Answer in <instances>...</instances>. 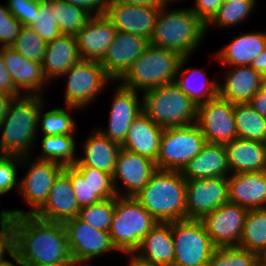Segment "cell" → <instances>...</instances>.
Masks as SVG:
<instances>
[{
	"label": "cell",
	"instance_id": "1",
	"mask_svg": "<svg viewBox=\"0 0 266 266\" xmlns=\"http://www.w3.org/2000/svg\"><path fill=\"white\" fill-rule=\"evenodd\" d=\"M13 228L19 260L46 266H75L63 223L26 214L13 216Z\"/></svg>",
	"mask_w": 266,
	"mask_h": 266
},
{
	"label": "cell",
	"instance_id": "2",
	"mask_svg": "<svg viewBox=\"0 0 266 266\" xmlns=\"http://www.w3.org/2000/svg\"><path fill=\"white\" fill-rule=\"evenodd\" d=\"M135 198L158 223L186 219V180L181 171L157 169Z\"/></svg>",
	"mask_w": 266,
	"mask_h": 266
},
{
	"label": "cell",
	"instance_id": "3",
	"mask_svg": "<svg viewBox=\"0 0 266 266\" xmlns=\"http://www.w3.org/2000/svg\"><path fill=\"white\" fill-rule=\"evenodd\" d=\"M43 103L41 95L15 97L0 123V155L23 157L31 154Z\"/></svg>",
	"mask_w": 266,
	"mask_h": 266
},
{
	"label": "cell",
	"instance_id": "4",
	"mask_svg": "<svg viewBox=\"0 0 266 266\" xmlns=\"http://www.w3.org/2000/svg\"><path fill=\"white\" fill-rule=\"evenodd\" d=\"M162 6L150 44L190 57L202 43L206 24L190 8L167 11Z\"/></svg>",
	"mask_w": 266,
	"mask_h": 266
},
{
	"label": "cell",
	"instance_id": "5",
	"mask_svg": "<svg viewBox=\"0 0 266 266\" xmlns=\"http://www.w3.org/2000/svg\"><path fill=\"white\" fill-rule=\"evenodd\" d=\"M181 58L177 52L149 44L119 80V84L140 93L172 83Z\"/></svg>",
	"mask_w": 266,
	"mask_h": 266
},
{
	"label": "cell",
	"instance_id": "6",
	"mask_svg": "<svg viewBox=\"0 0 266 266\" xmlns=\"http://www.w3.org/2000/svg\"><path fill=\"white\" fill-rule=\"evenodd\" d=\"M142 108L163 128L188 126L197 120V106L174 82L143 92Z\"/></svg>",
	"mask_w": 266,
	"mask_h": 266
},
{
	"label": "cell",
	"instance_id": "7",
	"mask_svg": "<svg viewBox=\"0 0 266 266\" xmlns=\"http://www.w3.org/2000/svg\"><path fill=\"white\" fill-rule=\"evenodd\" d=\"M158 222L133 196H116L110 228L113 246L123 254L135 253L144 237Z\"/></svg>",
	"mask_w": 266,
	"mask_h": 266
},
{
	"label": "cell",
	"instance_id": "8",
	"mask_svg": "<svg viewBox=\"0 0 266 266\" xmlns=\"http://www.w3.org/2000/svg\"><path fill=\"white\" fill-rule=\"evenodd\" d=\"M205 144V137L196 123L164 128L156 168L182 171L201 152Z\"/></svg>",
	"mask_w": 266,
	"mask_h": 266
},
{
	"label": "cell",
	"instance_id": "9",
	"mask_svg": "<svg viewBox=\"0 0 266 266\" xmlns=\"http://www.w3.org/2000/svg\"><path fill=\"white\" fill-rule=\"evenodd\" d=\"M172 235L175 250L173 266H208L216 246L201 220L173 221Z\"/></svg>",
	"mask_w": 266,
	"mask_h": 266
},
{
	"label": "cell",
	"instance_id": "10",
	"mask_svg": "<svg viewBox=\"0 0 266 266\" xmlns=\"http://www.w3.org/2000/svg\"><path fill=\"white\" fill-rule=\"evenodd\" d=\"M63 76L68 80L64 103L78 109L87 107L113 81L98 61L85 59L76 62Z\"/></svg>",
	"mask_w": 266,
	"mask_h": 266
},
{
	"label": "cell",
	"instance_id": "11",
	"mask_svg": "<svg viewBox=\"0 0 266 266\" xmlns=\"http://www.w3.org/2000/svg\"><path fill=\"white\" fill-rule=\"evenodd\" d=\"M75 266L90 263L93 258L117 251L110 233L92 228L78 216L63 222Z\"/></svg>",
	"mask_w": 266,
	"mask_h": 266
},
{
	"label": "cell",
	"instance_id": "12",
	"mask_svg": "<svg viewBox=\"0 0 266 266\" xmlns=\"http://www.w3.org/2000/svg\"><path fill=\"white\" fill-rule=\"evenodd\" d=\"M32 162L27 165L29 168L24 178L20 179L18 190L22 199L32 209L27 212L18 209L8 210L10 216L34 215L45 204L55 179L64 169V166L57 162L36 158Z\"/></svg>",
	"mask_w": 266,
	"mask_h": 266
},
{
	"label": "cell",
	"instance_id": "13",
	"mask_svg": "<svg viewBox=\"0 0 266 266\" xmlns=\"http://www.w3.org/2000/svg\"><path fill=\"white\" fill-rule=\"evenodd\" d=\"M233 103L217 96L197 106L196 124L206 143L227 144L238 138Z\"/></svg>",
	"mask_w": 266,
	"mask_h": 266
},
{
	"label": "cell",
	"instance_id": "14",
	"mask_svg": "<svg viewBox=\"0 0 266 266\" xmlns=\"http://www.w3.org/2000/svg\"><path fill=\"white\" fill-rule=\"evenodd\" d=\"M248 211L228 202L205 215L201 222L216 247L239 246Z\"/></svg>",
	"mask_w": 266,
	"mask_h": 266
},
{
	"label": "cell",
	"instance_id": "15",
	"mask_svg": "<svg viewBox=\"0 0 266 266\" xmlns=\"http://www.w3.org/2000/svg\"><path fill=\"white\" fill-rule=\"evenodd\" d=\"M228 202V177L186 180V219L201 220Z\"/></svg>",
	"mask_w": 266,
	"mask_h": 266
},
{
	"label": "cell",
	"instance_id": "16",
	"mask_svg": "<svg viewBox=\"0 0 266 266\" xmlns=\"http://www.w3.org/2000/svg\"><path fill=\"white\" fill-rule=\"evenodd\" d=\"M79 208L117 196L113 176L93 167L65 166Z\"/></svg>",
	"mask_w": 266,
	"mask_h": 266
},
{
	"label": "cell",
	"instance_id": "17",
	"mask_svg": "<svg viewBox=\"0 0 266 266\" xmlns=\"http://www.w3.org/2000/svg\"><path fill=\"white\" fill-rule=\"evenodd\" d=\"M150 44V40L139 34L117 31L113 42L99 62L106 74L119 81L129 70L132 63Z\"/></svg>",
	"mask_w": 266,
	"mask_h": 266
},
{
	"label": "cell",
	"instance_id": "18",
	"mask_svg": "<svg viewBox=\"0 0 266 266\" xmlns=\"http://www.w3.org/2000/svg\"><path fill=\"white\" fill-rule=\"evenodd\" d=\"M109 113V124L105 130L97 129L103 136L122 145L127 137L130 125L143 112L142 98L137 91L116 85ZM140 98V99H139ZM141 101V102H140ZM141 104V105H140Z\"/></svg>",
	"mask_w": 266,
	"mask_h": 266
},
{
	"label": "cell",
	"instance_id": "19",
	"mask_svg": "<svg viewBox=\"0 0 266 266\" xmlns=\"http://www.w3.org/2000/svg\"><path fill=\"white\" fill-rule=\"evenodd\" d=\"M162 6H133L110 0L106 17L120 32L139 34L151 39Z\"/></svg>",
	"mask_w": 266,
	"mask_h": 266
},
{
	"label": "cell",
	"instance_id": "20",
	"mask_svg": "<svg viewBox=\"0 0 266 266\" xmlns=\"http://www.w3.org/2000/svg\"><path fill=\"white\" fill-rule=\"evenodd\" d=\"M156 170L154 161L121 148L118 152L115 171L112 175L117 196L135 197L148 183ZM118 181L122 182L126 193H121L120 195V191L117 188Z\"/></svg>",
	"mask_w": 266,
	"mask_h": 266
},
{
	"label": "cell",
	"instance_id": "21",
	"mask_svg": "<svg viewBox=\"0 0 266 266\" xmlns=\"http://www.w3.org/2000/svg\"><path fill=\"white\" fill-rule=\"evenodd\" d=\"M2 55L15 87L21 93L25 92V95H41V90L43 87L46 88L48 82L42 65L25 58L12 47H2Z\"/></svg>",
	"mask_w": 266,
	"mask_h": 266
},
{
	"label": "cell",
	"instance_id": "22",
	"mask_svg": "<svg viewBox=\"0 0 266 266\" xmlns=\"http://www.w3.org/2000/svg\"><path fill=\"white\" fill-rule=\"evenodd\" d=\"M79 210L71 179L62 171L55 179L45 204L34 215L43 220L63 223L78 216Z\"/></svg>",
	"mask_w": 266,
	"mask_h": 266
},
{
	"label": "cell",
	"instance_id": "23",
	"mask_svg": "<svg viewBox=\"0 0 266 266\" xmlns=\"http://www.w3.org/2000/svg\"><path fill=\"white\" fill-rule=\"evenodd\" d=\"M116 32V28L105 15L92 16L75 36L81 59L100 62Z\"/></svg>",
	"mask_w": 266,
	"mask_h": 266
},
{
	"label": "cell",
	"instance_id": "24",
	"mask_svg": "<svg viewBox=\"0 0 266 266\" xmlns=\"http://www.w3.org/2000/svg\"><path fill=\"white\" fill-rule=\"evenodd\" d=\"M229 69L224 76V84H218V96L233 104L248 103L266 78L250 66H229Z\"/></svg>",
	"mask_w": 266,
	"mask_h": 266
},
{
	"label": "cell",
	"instance_id": "25",
	"mask_svg": "<svg viewBox=\"0 0 266 266\" xmlns=\"http://www.w3.org/2000/svg\"><path fill=\"white\" fill-rule=\"evenodd\" d=\"M229 202L247 209L266 208V173L242 172L228 177Z\"/></svg>",
	"mask_w": 266,
	"mask_h": 266
},
{
	"label": "cell",
	"instance_id": "26",
	"mask_svg": "<svg viewBox=\"0 0 266 266\" xmlns=\"http://www.w3.org/2000/svg\"><path fill=\"white\" fill-rule=\"evenodd\" d=\"M164 128L158 126L144 112L130 125L121 148L147 157L156 163Z\"/></svg>",
	"mask_w": 266,
	"mask_h": 266
},
{
	"label": "cell",
	"instance_id": "27",
	"mask_svg": "<svg viewBox=\"0 0 266 266\" xmlns=\"http://www.w3.org/2000/svg\"><path fill=\"white\" fill-rule=\"evenodd\" d=\"M231 174L261 172L266 169V143L235 138L225 144Z\"/></svg>",
	"mask_w": 266,
	"mask_h": 266
},
{
	"label": "cell",
	"instance_id": "28",
	"mask_svg": "<svg viewBox=\"0 0 266 266\" xmlns=\"http://www.w3.org/2000/svg\"><path fill=\"white\" fill-rule=\"evenodd\" d=\"M81 59L76 37L62 34L47 43V48L41 63L44 76L48 82L51 78L61 77ZM49 79V80H48Z\"/></svg>",
	"mask_w": 266,
	"mask_h": 266
},
{
	"label": "cell",
	"instance_id": "29",
	"mask_svg": "<svg viewBox=\"0 0 266 266\" xmlns=\"http://www.w3.org/2000/svg\"><path fill=\"white\" fill-rule=\"evenodd\" d=\"M227 151L224 144L206 143L181 171L185 180L229 177Z\"/></svg>",
	"mask_w": 266,
	"mask_h": 266
},
{
	"label": "cell",
	"instance_id": "30",
	"mask_svg": "<svg viewBox=\"0 0 266 266\" xmlns=\"http://www.w3.org/2000/svg\"><path fill=\"white\" fill-rule=\"evenodd\" d=\"M134 254L149 263L173 266L175 250L172 222L157 223L144 237Z\"/></svg>",
	"mask_w": 266,
	"mask_h": 266
},
{
	"label": "cell",
	"instance_id": "31",
	"mask_svg": "<svg viewBox=\"0 0 266 266\" xmlns=\"http://www.w3.org/2000/svg\"><path fill=\"white\" fill-rule=\"evenodd\" d=\"M83 157L73 167H93L113 175L121 145L103 136L98 130L85 140Z\"/></svg>",
	"mask_w": 266,
	"mask_h": 266
},
{
	"label": "cell",
	"instance_id": "32",
	"mask_svg": "<svg viewBox=\"0 0 266 266\" xmlns=\"http://www.w3.org/2000/svg\"><path fill=\"white\" fill-rule=\"evenodd\" d=\"M265 48L266 32H249L232 40L215 57L228 66H249Z\"/></svg>",
	"mask_w": 266,
	"mask_h": 266
},
{
	"label": "cell",
	"instance_id": "33",
	"mask_svg": "<svg viewBox=\"0 0 266 266\" xmlns=\"http://www.w3.org/2000/svg\"><path fill=\"white\" fill-rule=\"evenodd\" d=\"M188 59L190 58L182 57L180 59L174 83L198 106L218 96L219 82L215 79L209 81L204 71L195 67L184 70Z\"/></svg>",
	"mask_w": 266,
	"mask_h": 266
},
{
	"label": "cell",
	"instance_id": "34",
	"mask_svg": "<svg viewBox=\"0 0 266 266\" xmlns=\"http://www.w3.org/2000/svg\"><path fill=\"white\" fill-rule=\"evenodd\" d=\"M239 247L258 255L266 250V208L249 209Z\"/></svg>",
	"mask_w": 266,
	"mask_h": 266
},
{
	"label": "cell",
	"instance_id": "35",
	"mask_svg": "<svg viewBox=\"0 0 266 266\" xmlns=\"http://www.w3.org/2000/svg\"><path fill=\"white\" fill-rule=\"evenodd\" d=\"M238 138L266 143V118L247 103L234 105Z\"/></svg>",
	"mask_w": 266,
	"mask_h": 266
},
{
	"label": "cell",
	"instance_id": "36",
	"mask_svg": "<svg viewBox=\"0 0 266 266\" xmlns=\"http://www.w3.org/2000/svg\"><path fill=\"white\" fill-rule=\"evenodd\" d=\"M75 135L42 136V155L38 160L52 161L65 166H73L78 157H75Z\"/></svg>",
	"mask_w": 266,
	"mask_h": 266
},
{
	"label": "cell",
	"instance_id": "37",
	"mask_svg": "<svg viewBox=\"0 0 266 266\" xmlns=\"http://www.w3.org/2000/svg\"><path fill=\"white\" fill-rule=\"evenodd\" d=\"M43 106L45 105L41 107L38 122V128L43 132L42 136L75 135L77 133L76 123L70 115L71 111L78 109L77 107L66 106L67 109L54 107L43 113L45 109Z\"/></svg>",
	"mask_w": 266,
	"mask_h": 266
},
{
	"label": "cell",
	"instance_id": "38",
	"mask_svg": "<svg viewBox=\"0 0 266 266\" xmlns=\"http://www.w3.org/2000/svg\"><path fill=\"white\" fill-rule=\"evenodd\" d=\"M52 12L62 34L76 36L92 17L85 10L65 0H52Z\"/></svg>",
	"mask_w": 266,
	"mask_h": 266
},
{
	"label": "cell",
	"instance_id": "39",
	"mask_svg": "<svg viewBox=\"0 0 266 266\" xmlns=\"http://www.w3.org/2000/svg\"><path fill=\"white\" fill-rule=\"evenodd\" d=\"M256 1L257 0H232L222 4L218 13L206 25V30H208L209 26H213V24L223 28L237 26L240 22L247 19L249 14L251 15V12L254 11V7H256Z\"/></svg>",
	"mask_w": 266,
	"mask_h": 266
},
{
	"label": "cell",
	"instance_id": "40",
	"mask_svg": "<svg viewBox=\"0 0 266 266\" xmlns=\"http://www.w3.org/2000/svg\"><path fill=\"white\" fill-rule=\"evenodd\" d=\"M116 197L80 208L78 217L94 229L109 232L115 212Z\"/></svg>",
	"mask_w": 266,
	"mask_h": 266
},
{
	"label": "cell",
	"instance_id": "41",
	"mask_svg": "<svg viewBox=\"0 0 266 266\" xmlns=\"http://www.w3.org/2000/svg\"><path fill=\"white\" fill-rule=\"evenodd\" d=\"M208 266H260V255L239 246L216 247Z\"/></svg>",
	"mask_w": 266,
	"mask_h": 266
},
{
	"label": "cell",
	"instance_id": "42",
	"mask_svg": "<svg viewBox=\"0 0 266 266\" xmlns=\"http://www.w3.org/2000/svg\"><path fill=\"white\" fill-rule=\"evenodd\" d=\"M11 47L25 58L41 64L47 43L41 39L34 29L23 26Z\"/></svg>",
	"mask_w": 266,
	"mask_h": 266
},
{
	"label": "cell",
	"instance_id": "43",
	"mask_svg": "<svg viewBox=\"0 0 266 266\" xmlns=\"http://www.w3.org/2000/svg\"><path fill=\"white\" fill-rule=\"evenodd\" d=\"M29 27L46 43L62 35L52 12V0H39V13L35 14L34 21Z\"/></svg>",
	"mask_w": 266,
	"mask_h": 266
},
{
	"label": "cell",
	"instance_id": "44",
	"mask_svg": "<svg viewBox=\"0 0 266 266\" xmlns=\"http://www.w3.org/2000/svg\"><path fill=\"white\" fill-rule=\"evenodd\" d=\"M30 162V156H8L0 155V196L12 191L15 187L19 190L17 179L18 166H25ZM19 163V164H18Z\"/></svg>",
	"mask_w": 266,
	"mask_h": 266
},
{
	"label": "cell",
	"instance_id": "45",
	"mask_svg": "<svg viewBox=\"0 0 266 266\" xmlns=\"http://www.w3.org/2000/svg\"><path fill=\"white\" fill-rule=\"evenodd\" d=\"M23 27L6 6H0V47H11Z\"/></svg>",
	"mask_w": 266,
	"mask_h": 266
},
{
	"label": "cell",
	"instance_id": "46",
	"mask_svg": "<svg viewBox=\"0 0 266 266\" xmlns=\"http://www.w3.org/2000/svg\"><path fill=\"white\" fill-rule=\"evenodd\" d=\"M7 8L23 26H30L39 13V0H8Z\"/></svg>",
	"mask_w": 266,
	"mask_h": 266
},
{
	"label": "cell",
	"instance_id": "47",
	"mask_svg": "<svg viewBox=\"0 0 266 266\" xmlns=\"http://www.w3.org/2000/svg\"><path fill=\"white\" fill-rule=\"evenodd\" d=\"M9 253V254H8ZM15 253V232L13 228V216L0 226V262L7 260Z\"/></svg>",
	"mask_w": 266,
	"mask_h": 266
},
{
	"label": "cell",
	"instance_id": "48",
	"mask_svg": "<svg viewBox=\"0 0 266 266\" xmlns=\"http://www.w3.org/2000/svg\"><path fill=\"white\" fill-rule=\"evenodd\" d=\"M222 0H196V5L190 8L207 25L218 13Z\"/></svg>",
	"mask_w": 266,
	"mask_h": 266
},
{
	"label": "cell",
	"instance_id": "49",
	"mask_svg": "<svg viewBox=\"0 0 266 266\" xmlns=\"http://www.w3.org/2000/svg\"><path fill=\"white\" fill-rule=\"evenodd\" d=\"M88 12L91 16L106 15L110 0H65Z\"/></svg>",
	"mask_w": 266,
	"mask_h": 266
},
{
	"label": "cell",
	"instance_id": "50",
	"mask_svg": "<svg viewBox=\"0 0 266 266\" xmlns=\"http://www.w3.org/2000/svg\"><path fill=\"white\" fill-rule=\"evenodd\" d=\"M0 91L19 97L22 93L15 87L11 75L5 67L2 47H0Z\"/></svg>",
	"mask_w": 266,
	"mask_h": 266
},
{
	"label": "cell",
	"instance_id": "51",
	"mask_svg": "<svg viewBox=\"0 0 266 266\" xmlns=\"http://www.w3.org/2000/svg\"><path fill=\"white\" fill-rule=\"evenodd\" d=\"M247 104L266 118V81Z\"/></svg>",
	"mask_w": 266,
	"mask_h": 266
},
{
	"label": "cell",
	"instance_id": "52",
	"mask_svg": "<svg viewBox=\"0 0 266 266\" xmlns=\"http://www.w3.org/2000/svg\"><path fill=\"white\" fill-rule=\"evenodd\" d=\"M15 99L14 95L0 91V123L8 113L9 106Z\"/></svg>",
	"mask_w": 266,
	"mask_h": 266
},
{
	"label": "cell",
	"instance_id": "53",
	"mask_svg": "<svg viewBox=\"0 0 266 266\" xmlns=\"http://www.w3.org/2000/svg\"><path fill=\"white\" fill-rule=\"evenodd\" d=\"M249 66L266 78V48Z\"/></svg>",
	"mask_w": 266,
	"mask_h": 266
},
{
	"label": "cell",
	"instance_id": "54",
	"mask_svg": "<svg viewBox=\"0 0 266 266\" xmlns=\"http://www.w3.org/2000/svg\"><path fill=\"white\" fill-rule=\"evenodd\" d=\"M118 2L133 6H162L161 0H117Z\"/></svg>",
	"mask_w": 266,
	"mask_h": 266
},
{
	"label": "cell",
	"instance_id": "55",
	"mask_svg": "<svg viewBox=\"0 0 266 266\" xmlns=\"http://www.w3.org/2000/svg\"><path fill=\"white\" fill-rule=\"evenodd\" d=\"M126 255L130 256V260L128 263L129 266H160V265L146 262L140 259L138 256H136L134 253H128Z\"/></svg>",
	"mask_w": 266,
	"mask_h": 266
},
{
	"label": "cell",
	"instance_id": "56",
	"mask_svg": "<svg viewBox=\"0 0 266 266\" xmlns=\"http://www.w3.org/2000/svg\"><path fill=\"white\" fill-rule=\"evenodd\" d=\"M11 259L15 263L10 260H5V261L0 262V266H17L16 264H18V257L15 253L11 256Z\"/></svg>",
	"mask_w": 266,
	"mask_h": 266
},
{
	"label": "cell",
	"instance_id": "57",
	"mask_svg": "<svg viewBox=\"0 0 266 266\" xmlns=\"http://www.w3.org/2000/svg\"><path fill=\"white\" fill-rule=\"evenodd\" d=\"M10 218L9 211L8 210H2L0 212V226L4 224L8 219Z\"/></svg>",
	"mask_w": 266,
	"mask_h": 266
},
{
	"label": "cell",
	"instance_id": "58",
	"mask_svg": "<svg viewBox=\"0 0 266 266\" xmlns=\"http://www.w3.org/2000/svg\"><path fill=\"white\" fill-rule=\"evenodd\" d=\"M19 266H46V265H40V264H35L29 261H24V260H19L18 258V264Z\"/></svg>",
	"mask_w": 266,
	"mask_h": 266
},
{
	"label": "cell",
	"instance_id": "59",
	"mask_svg": "<svg viewBox=\"0 0 266 266\" xmlns=\"http://www.w3.org/2000/svg\"><path fill=\"white\" fill-rule=\"evenodd\" d=\"M260 265L266 266V250L260 254Z\"/></svg>",
	"mask_w": 266,
	"mask_h": 266
},
{
	"label": "cell",
	"instance_id": "60",
	"mask_svg": "<svg viewBox=\"0 0 266 266\" xmlns=\"http://www.w3.org/2000/svg\"><path fill=\"white\" fill-rule=\"evenodd\" d=\"M177 2L179 0H161L162 6H167L169 3L171 4L172 2Z\"/></svg>",
	"mask_w": 266,
	"mask_h": 266
},
{
	"label": "cell",
	"instance_id": "61",
	"mask_svg": "<svg viewBox=\"0 0 266 266\" xmlns=\"http://www.w3.org/2000/svg\"><path fill=\"white\" fill-rule=\"evenodd\" d=\"M230 1H232V0H222L223 4L227 3V2H230Z\"/></svg>",
	"mask_w": 266,
	"mask_h": 266
}]
</instances>
